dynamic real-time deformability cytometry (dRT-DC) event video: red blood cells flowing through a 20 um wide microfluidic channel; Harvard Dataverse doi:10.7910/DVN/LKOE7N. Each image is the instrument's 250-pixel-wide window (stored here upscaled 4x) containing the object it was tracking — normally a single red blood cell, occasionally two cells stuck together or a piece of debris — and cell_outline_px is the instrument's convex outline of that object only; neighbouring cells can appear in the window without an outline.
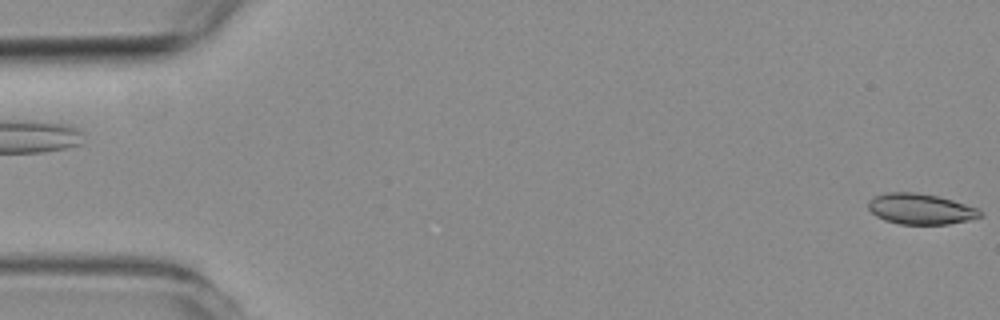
{"species": "common noctule bat (a hibernating species)", "species_latin": "Nyctalus noctula", "temperature_condition": "room temperature", "stored_images_in_passage": 5, "camera_frame_rate_fps": 3000, "um_per_image_px": 0.085, "animal": {"sex": "female", "body_mass_g": 19.3, "forearm_length_mm": 54.1}, "frame": {"image": 1, "passage_image": 5, "time_ms": 5.667, "image_size_px": [1000, 320], "cell_outline_px": [[984, 216], [968, 220], [948, 224], [900, 224], [884, 220], [876, 216], [868, 208], [868, 200], [872, 196], [888, 192], [916, 192], [936, 196], [952, 200], [980, 208], [984, 212]], "centroid_in_image_um": [78.26, 17.76], "position_along_channel_um": 6.7, "area_um2": 20.23}}